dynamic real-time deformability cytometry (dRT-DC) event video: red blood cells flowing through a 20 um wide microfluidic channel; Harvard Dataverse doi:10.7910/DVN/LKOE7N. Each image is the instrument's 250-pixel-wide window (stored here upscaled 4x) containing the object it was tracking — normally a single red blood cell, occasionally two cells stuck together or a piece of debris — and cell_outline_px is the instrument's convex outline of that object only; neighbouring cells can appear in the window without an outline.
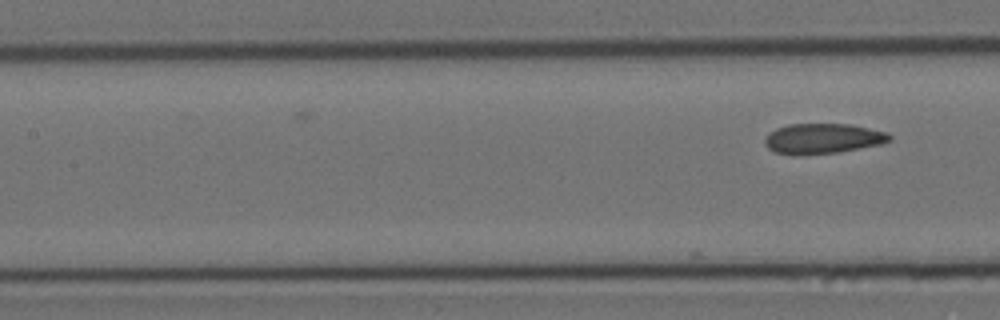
{"species": "Egyptian fruit bat (a non-hibernating species)", "species_latin": "Rousettus aegyptiacus", "temperature_condition": "cold", "stored_images_in_passage": 6, "camera_frame_rate_fps": 3000, "um_per_image_px": 0.085, "animal": {"sex": "female"}, "frame": {"image": 1, "passage_image": 6, "time_ms": 1.667, "image_size_px": [1000, 320], "cell_outline_px": [[892, 140], [880, 144], [836, 152], [776, 152], [768, 148], [764, 144], [764, 136], [768, 132], [776, 128], [788, 124], [852, 124], [884, 132], [892, 136]], "centroid_in_image_um": [69.93, 11.72], "position_along_channel_um": 137.5, "area_um2": 21.15}}